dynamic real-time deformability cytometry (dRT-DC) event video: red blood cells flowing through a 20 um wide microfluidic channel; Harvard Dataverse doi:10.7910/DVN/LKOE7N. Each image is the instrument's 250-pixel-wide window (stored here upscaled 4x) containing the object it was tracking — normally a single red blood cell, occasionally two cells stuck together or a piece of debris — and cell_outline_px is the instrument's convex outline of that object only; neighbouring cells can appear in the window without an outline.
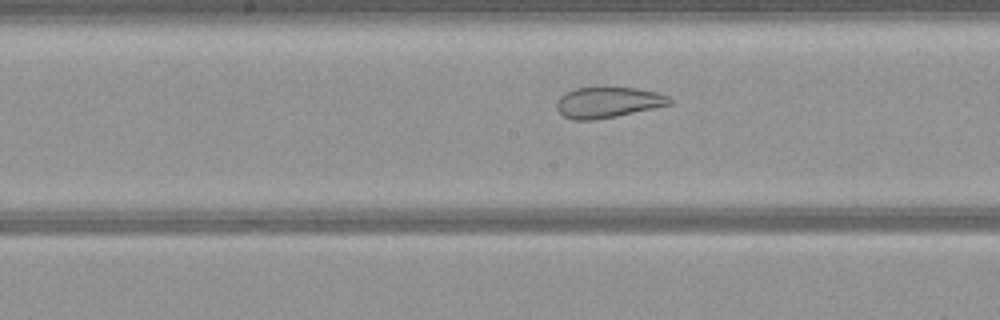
{"species": "common noctule bat (a hibernating species)", "species_latin": "Nyctalus noctula", "temperature_condition": "warm", "stored_images_in_passage": 49, "camera_frame_rate_fps": 3000, "um_per_image_px": 0.085, "animal": {"sex": "female", "body_mass_g": 21.9}, "frame": {"image": 1, "passage_image": 23, "time_ms": 7.333, "image_size_px": [1000, 320], "cell_outline_px": [[672, 104], [616, 116], [596, 120], [572, 120], [564, 116], [556, 108], [556, 104], [560, 96], [576, 88], [636, 88], [660, 92], [668, 96], [672, 100]], "centroid_in_image_um": [51.7, 8.71], "position_along_channel_um": 196.5, "area_um2": 20.11}}
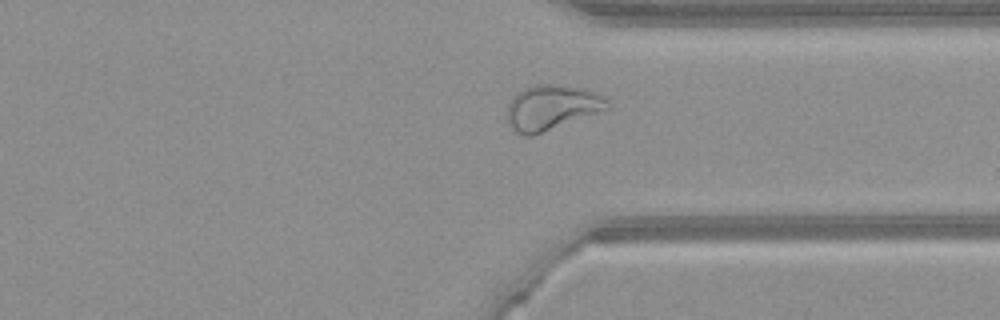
{"frame": {"image": 2, "passage_image": 36, "time_ms": 11.667, "image_size_px": [1000, 320], "cell_outline_px": [[612, 108], [532, 136], [524, 136], [516, 132], [508, 124], [508, 104], [512, 96], [516, 92], [524, 88], [536, 84], [552, 84], [580, 88], [596, 92], [608, 100], [612, 104]], "centroid_in_image_um": [46.91, 9.14], "position_along_channel_um": 364.5, "area_um2": 26.47}}
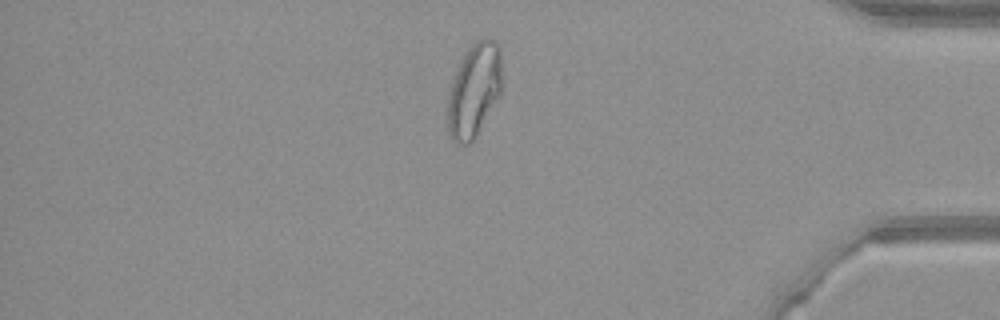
{"frame": {"image": 3, "passage_image": 41, "time_ms": 13.333, "image_size_px": [1000, 320], "cell_outline_px": [[504, 84], [500, 92], [472, 144], [460, 148], [452, 140], [448, 132], [448, 92], [452, 80], [460, 60], [472, 44], [480, 36], [488, 36], [496, 40], [500, 48]], "centroid_in_image_um": [40.32, 7.65], "position_along_channel_um": 394.9, "area_um2": 30.52}}